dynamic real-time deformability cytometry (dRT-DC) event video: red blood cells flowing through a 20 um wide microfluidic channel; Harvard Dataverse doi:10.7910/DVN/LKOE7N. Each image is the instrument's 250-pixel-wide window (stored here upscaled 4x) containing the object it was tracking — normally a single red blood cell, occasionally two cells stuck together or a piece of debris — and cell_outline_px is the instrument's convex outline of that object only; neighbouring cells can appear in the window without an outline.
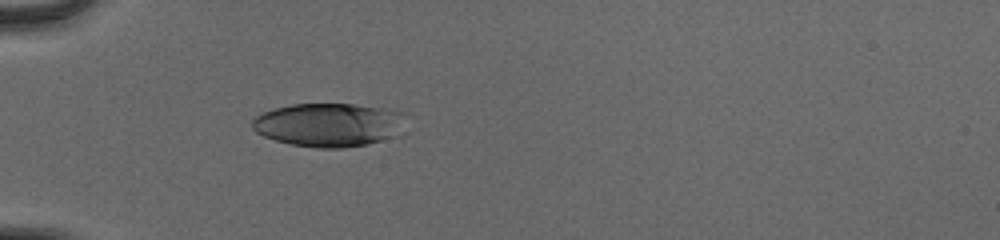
{"species": "human", "species_latin": "Homo sapiens", "temperature_condition": "cold", "stored_images_in_passage": 37, "camera_frame_rate_fps": 3000, "um_per_image_px": 0.085, "donor": {"sex": "male"}, "frame": {"image": 1, "passage_image": 6, "time_ms": 1.667, "image_size_px": [1000, 240], "cell_outline_px": [[376, 140], [360, 144], [296, 144], [280, 140], [268, 136], [260, 132], [256, 120], [260, 116], [268, 112], [280, 108], [300, 104], [348, 104], [364, 108]], "centroid_in_image_um": [27.02, 10.58], "position_along_channel_um": 58.0, "area_um2": 28.84}}
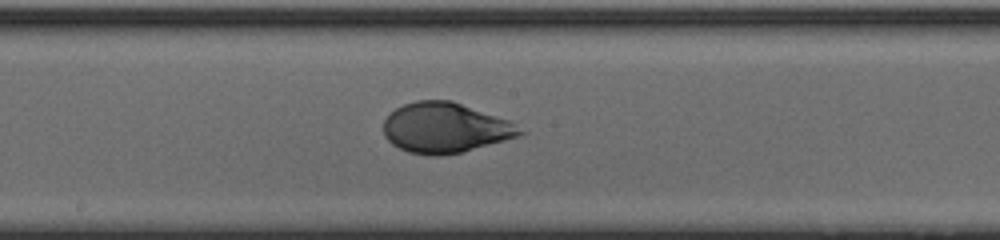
{"frame": {"image": 2, "passage_image": 19, "time_ms": 6.0, "image_size_px": [1000, 240], "cell_outline_px": [[516, 132], [508, 136], [496, 140], [456, 152], [416, 152], [404, 148], [396, 144], [388, 136], [384, 128], [384, 124], [388, 116], [392, 112], [408, 104], [428, 100], [444, 100], [456, 104], [496, 120]], "centroid_in_image_um": [37.55, 10.83], "position_along_channel_um": 210.7, "area_um2": 34.22}}
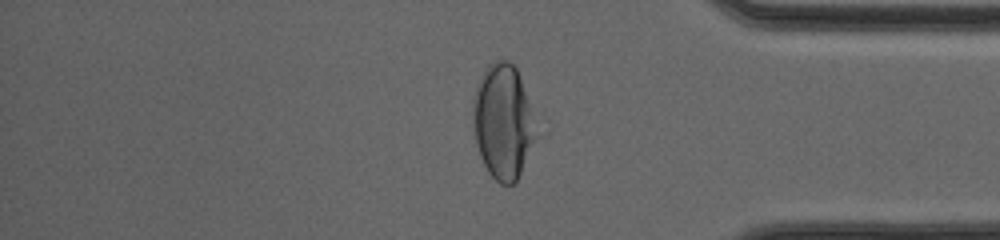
{"frame": {"image": 3, "passage_image": 34, "time_ms": 11.0, "image_size_px": [1000, 240], "cell_outline_px": [[524, 144], [520, 168], [512, 184], [508, 184], [500, 180], [488, 168], [484, 160], [480, 148], [476, 132], [476, 108], [480, 92], [484, 80], [500, 64], [508, 64], [516, 72], [520, 84], [524, 136]], "centroid_in_image_um": [42.6, 10.47], "position_along_channel_um": 392.6, "area_um2": 32.08}}